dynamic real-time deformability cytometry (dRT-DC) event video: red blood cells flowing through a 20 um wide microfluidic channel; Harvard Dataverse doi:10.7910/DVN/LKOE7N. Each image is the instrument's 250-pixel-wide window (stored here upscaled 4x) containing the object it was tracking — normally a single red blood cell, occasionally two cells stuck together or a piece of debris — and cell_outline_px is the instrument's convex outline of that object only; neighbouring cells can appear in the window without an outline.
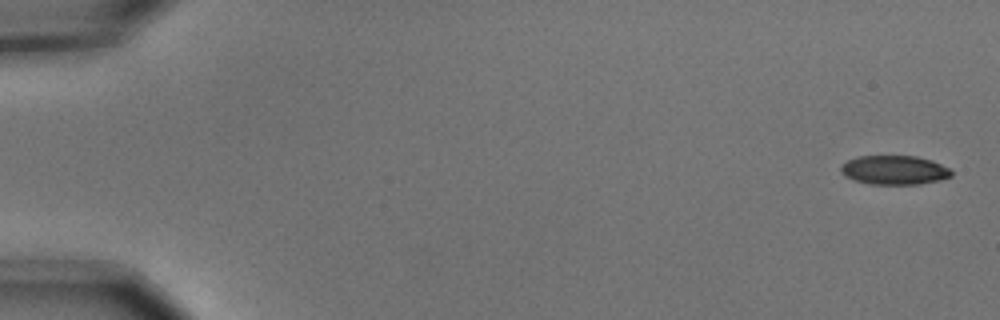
{"species": "common noctule bat (a hibernating species)", "species_latin": "Nyctalus noctula", "temperature_condition": "cold", "stored_images_in_passage": 5, "camera_frame_rate_fps": 3000, "um_per_image_px": 0.085, "animal": {"sex": "male", "body_mass_g": 15.6}, "frame": {"image": 1, "passage_image": 1, "time_ms": 0.0, "image_size_px": [1000, 320], "cell_outline_px": [[952, 176], [940, 180], [920, 184], [872, 184], [856, 180], [844, 176], [840, 172], [840, 164], [856, 156], [916, 156], [932, 160], [948, 168], [952, 172]], "centroid_in_image_um": [75.99, 14.45], "position_along_channel_um": 9.0, "area_um2": 18.79}}
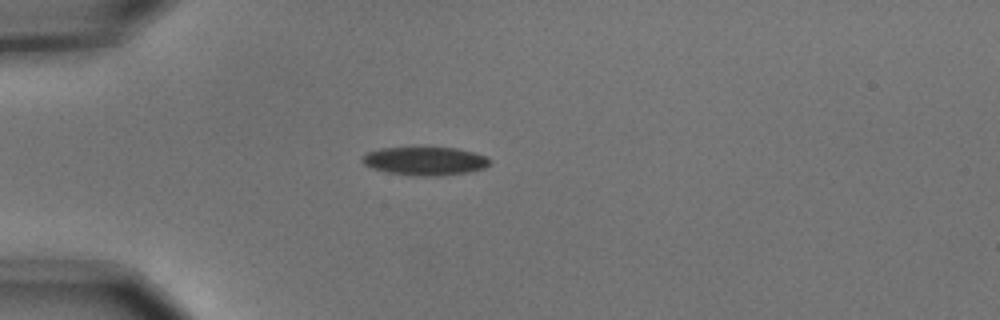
{"frame": {"image": 2, "passage_image": 5, "time_ms": 1.333, "image_size_px": [1000, 320], "cell_outline_px": [[492, 164], [484, 168], [468, 172], [440, 176], [412, 176], [388, 172], [372, 168], [364, 164], [360, 160], [360, 156], [364, 152], [380, 148], [456, 148], [472, 152], [484, 156], [492, 160]], "centroid_in_image_um": [36.09, 13.69], "position_along_channel_um": 48.9, "area_um2": 21.27}}